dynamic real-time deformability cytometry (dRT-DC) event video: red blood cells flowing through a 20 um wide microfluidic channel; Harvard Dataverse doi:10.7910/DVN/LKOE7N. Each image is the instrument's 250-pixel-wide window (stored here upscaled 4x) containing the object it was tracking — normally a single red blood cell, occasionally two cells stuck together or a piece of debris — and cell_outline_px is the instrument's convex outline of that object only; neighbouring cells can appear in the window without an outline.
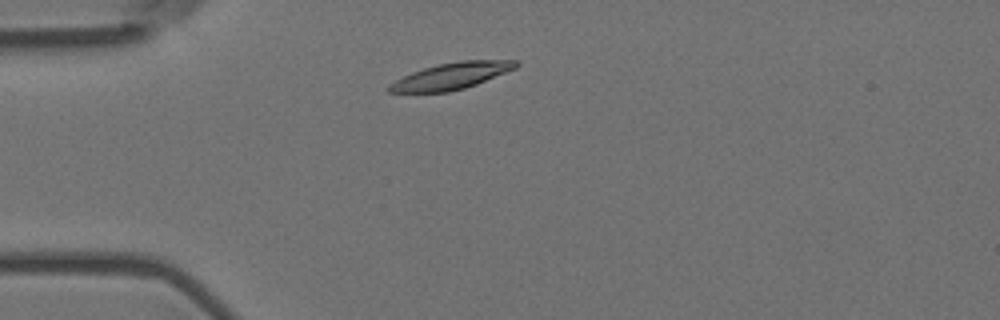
{"species": "Egyptian fruit bat (a non-hibernating species)", "species_latin": "Rousettus aegyptiacus", "temperature_condition": "room temperature", "stored_images_in_passage": 3, "camera_frame_rate_fps": 3000, "um_per_image_px": 0.085, "animal": {"sex": "female"}, "frame": {"image": 1, "passage_image": 1, "time_ms": 0.0, "image_size_px": [1000, 320], "cell_outline_px": [[520, 64], [516, 68], [476, 84], [464, 88], [448, 92], [388, 92], [388, 84], [412, 72], [424, 68], [440, 64], [460, 60], [516, 60]], "centroid_in_image_um": [38.38, 6.45], "position_along_channel_um": 46.6, "area_um2": 19.36}}
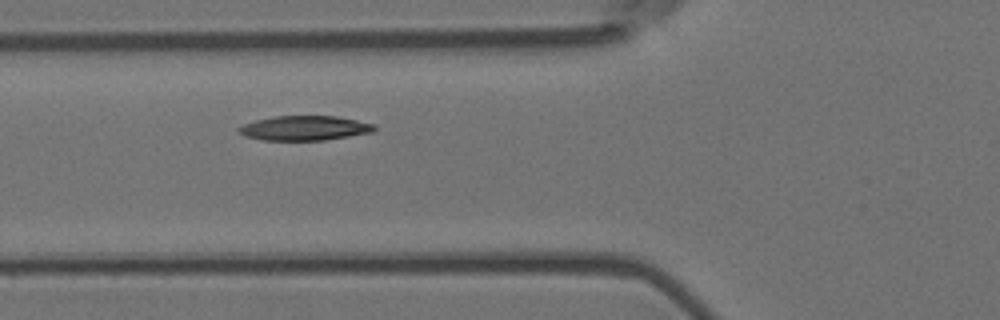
{"frame": {"image": 2, "passage_image": 3, "time_ms": 0.667, "image_size_px": [1000, 320], "cell_outline_px": [[376, 132], [324, 140], [260, 140], [244, 136], [236, 128], [244, 124], [256, 120], [272, 116], [336, 116], [376, 124]], "centroid_in_image_um": [25.91, 10.89], "position_along_channel_um": 99.9, "area_um2": 19.59}}